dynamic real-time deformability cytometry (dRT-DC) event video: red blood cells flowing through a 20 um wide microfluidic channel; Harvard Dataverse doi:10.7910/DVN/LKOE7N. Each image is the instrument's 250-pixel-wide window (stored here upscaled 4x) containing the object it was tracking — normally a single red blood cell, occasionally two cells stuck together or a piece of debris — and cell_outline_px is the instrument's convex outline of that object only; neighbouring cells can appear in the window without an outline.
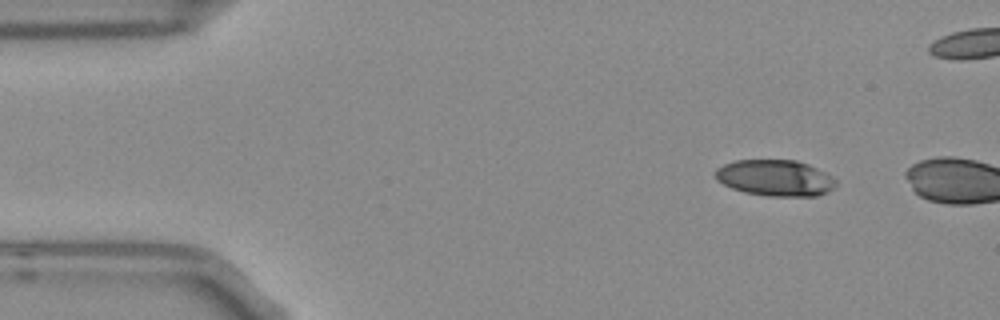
{"species": "Egyptian fruit bat (a non-hibernating species)", "species_latin": "Rousettus aegyptiacus", "temperature_condition": "room temperature", "stored_images_in_passage": 2, "camera_frame_rate_fps": 3000, "um_per_image_px": 0.085, "frame": {"image": 1, "passage_image": 1, "time_ms": 0.0, "image_size_px": [1000, 320], "cell_outline_px": [[836, 188], [828, 192], [816, 196], [768, 196], [744, 192], [732, 188], [716, 180], [716, 168], [724, 164], [736, 160], [796, 160], [808, 164], [832, 176], [836, 180]], "centroid_in_image_um": [65.91, 15.13], "position_along_channel_um": 19.1, "area_um2": 25.49}}